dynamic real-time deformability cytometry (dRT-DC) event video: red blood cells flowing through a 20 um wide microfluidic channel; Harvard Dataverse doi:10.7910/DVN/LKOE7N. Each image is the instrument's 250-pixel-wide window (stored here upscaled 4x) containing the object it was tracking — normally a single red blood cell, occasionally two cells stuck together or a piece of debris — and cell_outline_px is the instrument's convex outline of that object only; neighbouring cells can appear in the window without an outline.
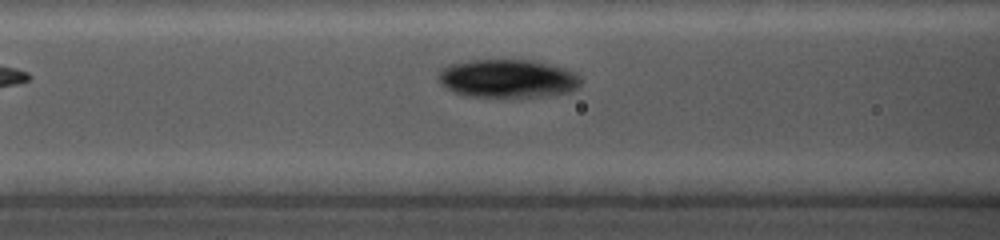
{"species": "common noctule bat (a hibernating species)", "species_latin": "Nyctalus noctula", "temperature_condition": "cold", "stored_images_in_passage": 15, "camera_frame_rate_fps": 5000, "um_per_image_px": 0.085, "animal": {"sex": "female", "body_mass_g": 19.0, "forearm_length_mm": 56.7}, "frame": {"image": 1, "passage_image": 9, "time_ms": 3.4, "image_size_px": [1000, 240], "cell_outline_px": [[580, 88], [572, 92], [548, 96], [464, 96], [452, 92], [444, 88], [440, 84], [440, 68], [448, 64], [468, 60], [528, 60], [548, 64], [564, 68], [580, 76]], "centroid_in_image_um": [43.13, 6.68], "position_along_channel_um": 123.5, "area_um2": 31.91}}